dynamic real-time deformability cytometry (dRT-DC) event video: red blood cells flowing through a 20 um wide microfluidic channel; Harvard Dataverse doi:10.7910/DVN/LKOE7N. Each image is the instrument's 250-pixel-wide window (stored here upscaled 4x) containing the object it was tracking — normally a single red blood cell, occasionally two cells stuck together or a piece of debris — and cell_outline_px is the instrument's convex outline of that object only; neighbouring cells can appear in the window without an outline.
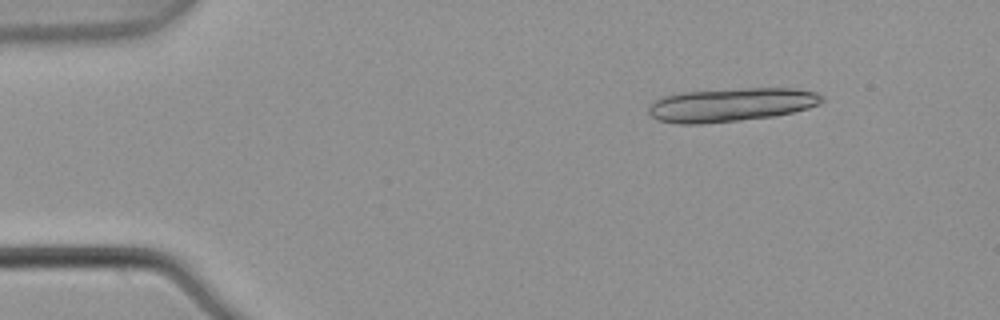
{"species": "common noctule bat (a hibernating species)", "species_latin": "Nyctalus noctula", "temperature_condition": "warm", "stored_images_in_passage": 6, "segment_of_instrument_passage": [1, 2], "camera_frame_rate_fps": 3000, "um_per_image_px": 0.085, "animal": {"sex": "male", "body_mass_g": 21.5, "forearm_length_mm": 52.0}, "frame": {"image": 1, "passage_image": 2, "time_ms": 0.333, "image_size_px": [1000, 320], "cell_outline_px": [[824, 100], [820, 104], [808, 108], [776, 116], [704, 124], [680, 124], [656, 120], [648, 112], [648, 108], [656, 100], [664, 96], [680, 92], [744, 88], [796, 88], [816, 92], [824, 96]], "centroid_in_image_um": [62.17, 8.9], "position_along_channel_um": 22.8, "area_um2": 34.16}}